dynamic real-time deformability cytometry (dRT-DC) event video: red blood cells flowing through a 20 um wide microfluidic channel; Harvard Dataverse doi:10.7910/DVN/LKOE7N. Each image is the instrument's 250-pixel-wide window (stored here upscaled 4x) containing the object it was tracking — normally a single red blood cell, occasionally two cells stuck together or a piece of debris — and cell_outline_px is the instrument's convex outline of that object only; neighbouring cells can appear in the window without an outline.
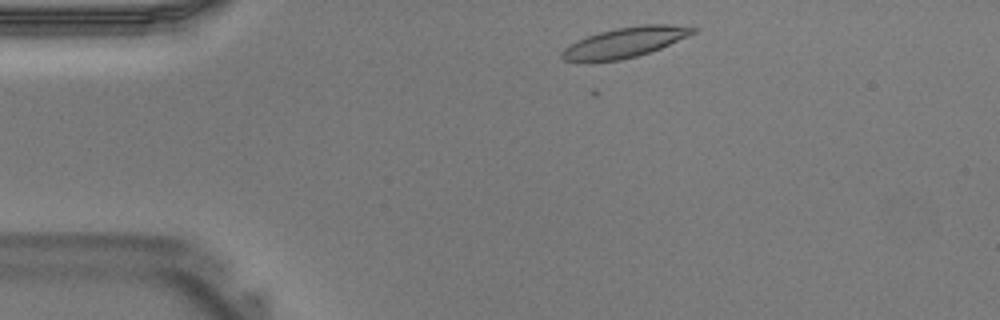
{"species": "Egyptian fruit bat (a non-hibernating species)", "species_latin": "Rousettus aegyptiacus", "temperature_condition": "warm", "stored_images_in_passage": 35, "camera_frame_rate_fps": 3000, "um_per_image_px": 0.085, "animal": {"sex": "male"}, "frame": {"image": 1, "passage_image": 2, "time_ms": 0.333, "image_size_px": [1000, 320], "cell_outline_px": [[700, 28], [696, 32], [688, 36], [660, 48], [636, 56], [620, 60], [580, 64], [564, 60], [560, 56], [560, 52], [564, 48], [576, 40], [600, 32], [616, 28], [640, 24], [672, 24]], "centroid_in_image_um": [53.06, 3.62], "position_along_channel_um": 31.9, "area_um2": 23.52}}
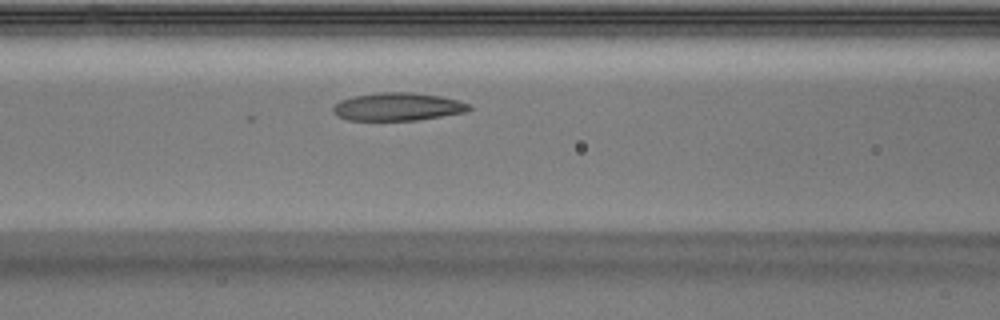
{"frame": {"image": 2, "passage_image": 11, "time_ms": 3.333, "image_size_px": [1000, 320], "cell_outline_px": [[472, 108], [464, 112], [416, 120], [348, 120], [332, 112], [332, 108], [340, 100], [356, 96], [380, 92], [412, 92], [440, 96], [472, 104]], "centroid_in_image_um": [33.82, 9.07], "position_along_channel_um": 132.8, "area_um2": 21.91}}
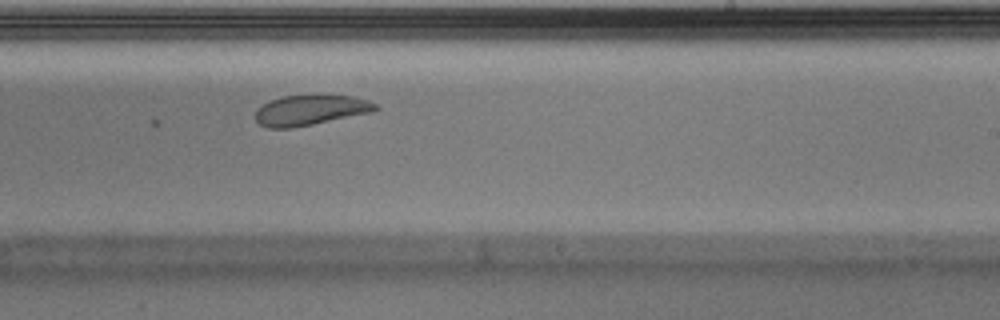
{"frame": {"image": 3, "passage_image": 19, "time_ms": 6.0, "image_size_px": [1000, 320], "cell_outline_px": [[380, 108], [372, 112], [292, 128], [268, 128], [260, 124], [256, 120], [256, 108], [280, 96], [356, 96], [368, 100], [376, 104]], "centroid_in_image_um": [26.39, 9.37], "position_along_channel_um": 262.6, "area_um2": 20.87}}